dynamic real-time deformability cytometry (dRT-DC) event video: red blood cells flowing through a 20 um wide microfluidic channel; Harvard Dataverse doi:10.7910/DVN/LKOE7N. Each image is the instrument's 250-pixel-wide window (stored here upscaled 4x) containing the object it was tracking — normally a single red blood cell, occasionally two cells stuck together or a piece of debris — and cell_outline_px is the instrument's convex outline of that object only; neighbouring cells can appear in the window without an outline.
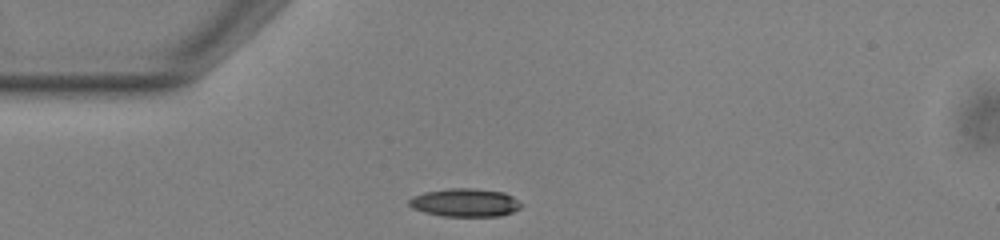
{"species": "common noctule bat (a hibernating species)", "species_latin": "Nyctalus noctula", "temperature_condition": "warm", "stored_images_in_passage": 40, "camera_frame_rate_fps": 3000, "um_per_image_px": 0.085, "animal": {"sex": "male", "body_mass_g": 13.0, "forearm_length_mm": 53.1}, "frame": {"image": 1, "passage_image": 1, "time_ms": 0.0, "image_size_px": [1000, 240], "cell_outline_px": [[524, 204], [520, 208], [512, 212], [500, 216], [440, 216], [424, 212], [412, 208], [408, 204], [408, 200], [412, 196], [424, 192], [448, 188], [472, 188], [504, 192], [512, 196]], "centroid_in_image_um": [39.52, 17.22], "position_along_channel_um": 45.5, "area_um2": 18.61}}
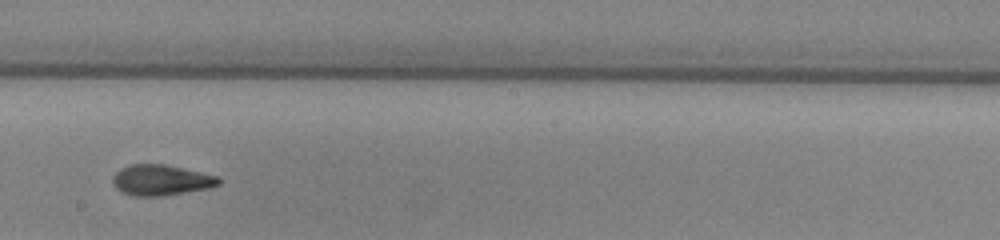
{"frame": {"image": 2, "passage_image": 17, "time_ms": 5.333, "image_size_px": [1000, 240], "cell_outline_px": [[220, 184], [212, 188], [164, 196], [136, 196], [124, 192], [116, 188], [112, 180], [112, 176], [120, 168], [128, 164], [164, 164], [220, 176]], "centroid_in_image_um": [13.72, 15.3], "position_along_channel_um": 234.5, "area_um2": 19.13}}
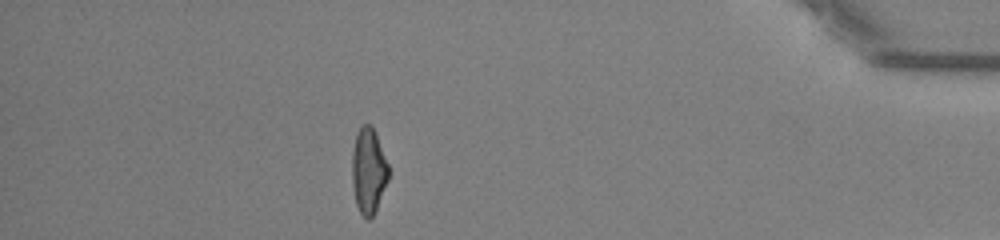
{"frame": {"image": 3, "passage_image": 34, "time_ms": 11.0, "image_size_px": [1000, 240], "cell_outline_px": [[388, 180], [376, 208], [372, 216], [368, 220], [360, 212], [356, 204], [352, 188], [352, 152], [356, 132], [364, 124], [372, 124], [388, 164]], "centroid_in_image_um": [31.3, 14.49], "position_along_channel_um": 403.9, "area_um2": 18.09}, "authors_computed_cell_mechanics": {"area_um2": 18.7561, "velocity_mm_per_s": 3.8737, "shape_relaxation_time_tau1_ms": 5.1777, "shape_relaxation_time_tau2_ms": 1.9488, "deformation_change_tau1": 0.1754, "deformation_change_tau2": 0.0941}}